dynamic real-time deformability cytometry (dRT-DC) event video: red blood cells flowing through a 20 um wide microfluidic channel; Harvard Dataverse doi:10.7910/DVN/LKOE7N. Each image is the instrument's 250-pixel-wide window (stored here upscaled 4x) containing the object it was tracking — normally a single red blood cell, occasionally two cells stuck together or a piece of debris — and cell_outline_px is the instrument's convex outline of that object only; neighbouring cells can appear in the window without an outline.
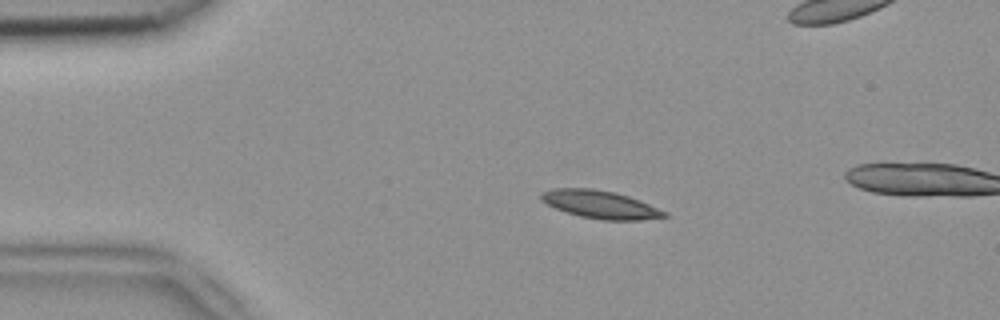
{"species": "common noctule bat (a hibernating species)", "species_latin": "Nyctalus noctula", "temperature_condition": "room temperature", "stored_images_in_passage": 4, "camera_frame_rate_fps": 3000, "um_per_image_px": 0.085, "animal": {"sex": "female", "body_mass_g": 18.4}, "frame": {"image": 1, "passage_image": 2, "time_ms": 0.333, "image_size_px": [1000, 320], "cell_outline_px": [[668, 216], [640, 220], [600, 220], [580, 216], [556, 208], [540, 200], [540, 192], [552, 188], [592, 188], [616, 192], [640, 200], [668, 212]], "centroid_in_image_um": [51.03, 17.37], "position_along_channel_um": 34.0, "area_um2": 20.11}}